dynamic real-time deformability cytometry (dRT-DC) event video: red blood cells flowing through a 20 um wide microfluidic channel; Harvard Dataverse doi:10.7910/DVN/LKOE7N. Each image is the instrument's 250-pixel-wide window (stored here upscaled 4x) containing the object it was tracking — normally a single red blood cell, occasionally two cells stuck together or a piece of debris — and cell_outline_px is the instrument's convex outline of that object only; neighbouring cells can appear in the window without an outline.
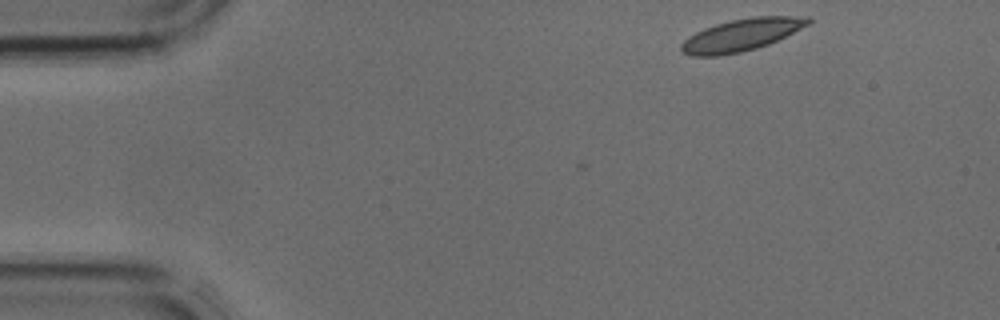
{"species": "common noctule bat (a hibernating species)", "species_latin": "Nyctalus noctula", "temperature_condition": "cold", "stored_images_in_passage": 31, "camera_frame_rate_fps": 3000, "um_per_image_px": 0.085, "animal": {"sex": "male", "body_mass_g": 17.9, "forearm_length_mm": 54.2}, "frame": {"image": 1, "passage_image": 1, "time_ms": 0.0, "image_size_px": [1000, 320], "cell_outline_px": [[812, 20], [808, 24], [768, 44], [756, 48], [740, 52], [716, 56], [692, 56], [680, 52], [680, 44], [688, 36], [704, 28], [716, 24], [732, 20], [752, 16], [808, 16]], "centroid_in_image_um": [62.96, 2.97], "position_along_channel_um": 22.0, "area_um2": 23.58}}
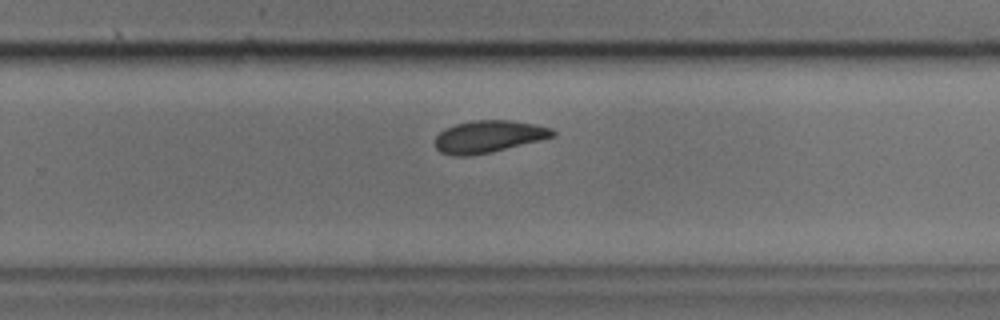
{"frame": {"image": 2, "passage_image": 23, "time_ms": 7.333, "image_size_px": [1000, 320], "cell_outline_px": [[556, 136], [540, 140], [488, 152], [468, 156], [452, 156], [440, 152], [436, 148], [436, 136], [444, 128], [456, 124], [472, 120], [512, 120], [536, 124], [552, 128], [556, 132]], "centroid_in_image_um": [41.53, 11.59], "position_along_channel_um": 288.3, "area_um2": 21.96}}
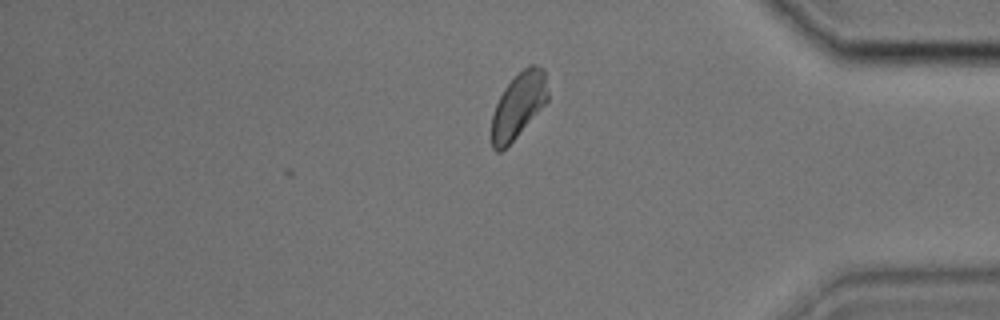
{"frame": {"image": 3, "passage_image": 31, "time_ms": 10.0, "image_size_px": [1000, 320], "cell_outline_px": [[548, 100], [516, 136], [500, 152], [496, 152], [492, 148], [492, 112], [504, 88], [528, 64], [536, 64], [544, 68], [548, 92]], "centroid_in_image_um": [44.06, 8.92], "position_along_channel_um": 391.1, "area_um2": 20.98}}